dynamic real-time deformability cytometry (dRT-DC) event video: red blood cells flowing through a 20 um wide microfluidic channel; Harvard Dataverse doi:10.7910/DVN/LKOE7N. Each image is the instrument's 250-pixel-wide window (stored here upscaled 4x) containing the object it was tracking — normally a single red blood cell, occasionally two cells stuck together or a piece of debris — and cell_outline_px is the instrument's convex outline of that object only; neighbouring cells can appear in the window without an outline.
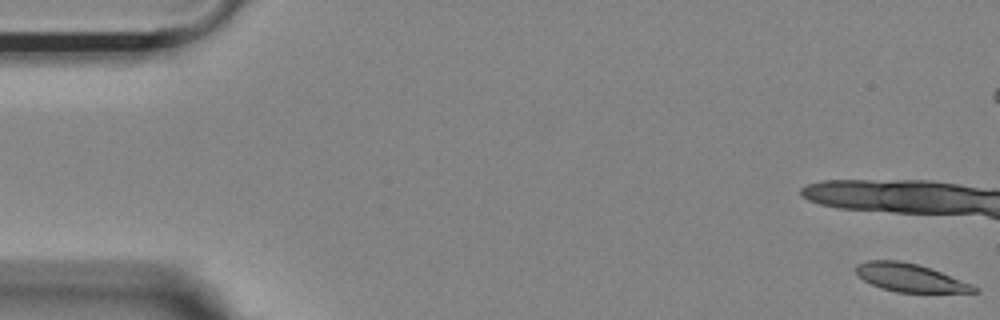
{"species": "Egyptian fruit bat (a non-hibernating species)", "species_latin": "Rousettus aegyptiacus", "temperature_condition": "room temperature", "stored_images_in_passage": 13, "camera_frame_rate_fps": 3000, "um_per_image_px": 0.085, "animal": {"sex": "female"}, "frame": {"image": 1, "passage_image": 1, "time_ms": 0.0, "image_size_px": [1000, 320], "cell_outline_px": [[980, 292], [896, 292], [880, 288], [864, 280], [856, 272], [856, 264], [868, 260], [900, 260], [932, 268], [972, 284], [980, 288]], "centroid_in_image_um": [77.38, 23.6], "position_along_channel_um": 7.6, "area_um2": 19.36}}